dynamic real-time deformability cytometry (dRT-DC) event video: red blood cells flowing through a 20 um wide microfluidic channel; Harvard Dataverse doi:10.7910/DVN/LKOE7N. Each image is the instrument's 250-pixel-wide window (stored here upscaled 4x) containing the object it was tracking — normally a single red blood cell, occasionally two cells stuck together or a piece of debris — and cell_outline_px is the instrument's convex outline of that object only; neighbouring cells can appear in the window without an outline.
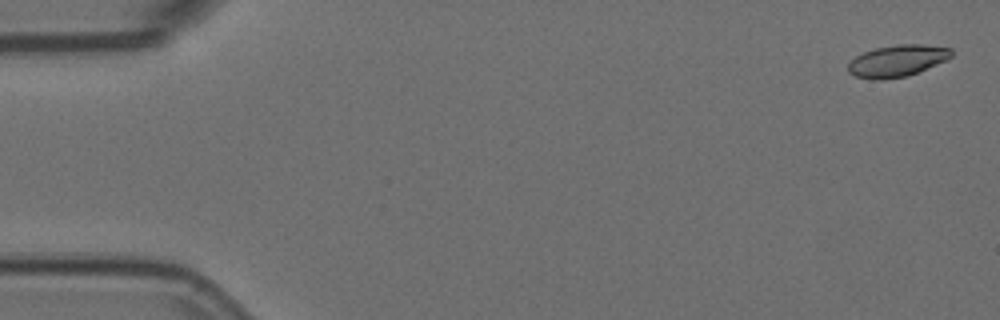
{"species": "Egyptian fruit bat (a non-hibernating species)", "species_latin": "Rousettus aegyptiacus", "temperature_condition": "room temperature", "stored_images_in_passage": 6, "camera_frame_rate_fps": 3000, "um_per_image_px": 0.085, "animal": {"sex": "female"}, "frame": {"image": 1, "passage_image": 1, "time_ms": 0.0, "image_size_px": [1000, 320], "cell_outline_px": [[952, 56], [936, 64], [908, 76], [880, 80], [872, 80], [856, 76], [848, 72], [848, 64], [856, 56], [864, 52], [876, 48], [896, 44], [924, 44], [952, 48]], "centroid_in_image_um": [76.25, 5.17], "position_along_channel_um": 8.7, "area_um2": 19.02}}
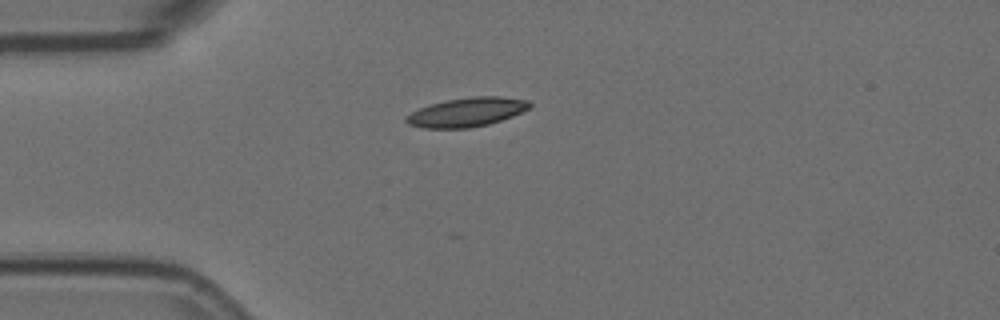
{"frame": {"image": 2, "passage_image": 5, "time_ms": 1.333, "image_size_px": [1000, 320], "cell_outline_px": [[532, 104], [528, 108], [512, 116], [488, 124], [468, 128], [420, 128], [408, 124], [404, 120], [404, 116], [420, 108], [432, 104], [448, 100], [472, 96], [500, 96], [528, 100]], "centroid_in_image_um": [39.65, 9.53], "position_along_channel_um": 45.4, "area_um2": 20.75}}
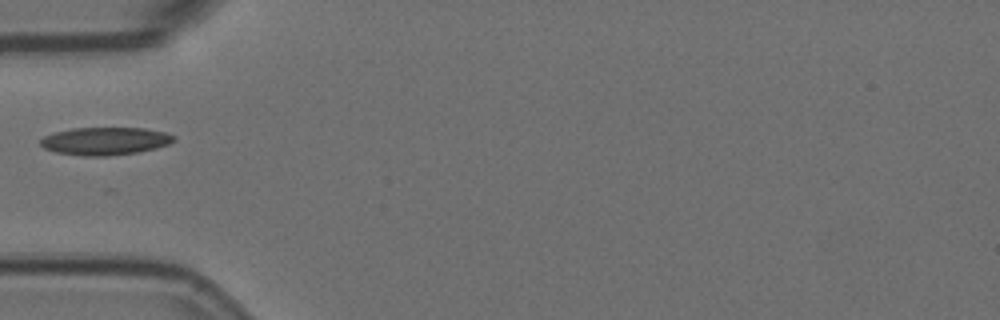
{"frame": {"image": 3, "passage_image": 6, "time_ms": 1.667, "image_size_px": [1000, 320], "cell_outline_px": [[176, 140], [168, 144], [156, 148], [136, 152], [104, 156], [84, 156], [56, 152], [44, 148], [40, 144], [40, 140], [44, 136], [56, 132], [72, 128], [144, 128], [164, 132], [176, 136]], "centroid_in_image_um": [8.94, 11.98], "position_along_channel_um": 76.1, "area_um2": 21.44}}